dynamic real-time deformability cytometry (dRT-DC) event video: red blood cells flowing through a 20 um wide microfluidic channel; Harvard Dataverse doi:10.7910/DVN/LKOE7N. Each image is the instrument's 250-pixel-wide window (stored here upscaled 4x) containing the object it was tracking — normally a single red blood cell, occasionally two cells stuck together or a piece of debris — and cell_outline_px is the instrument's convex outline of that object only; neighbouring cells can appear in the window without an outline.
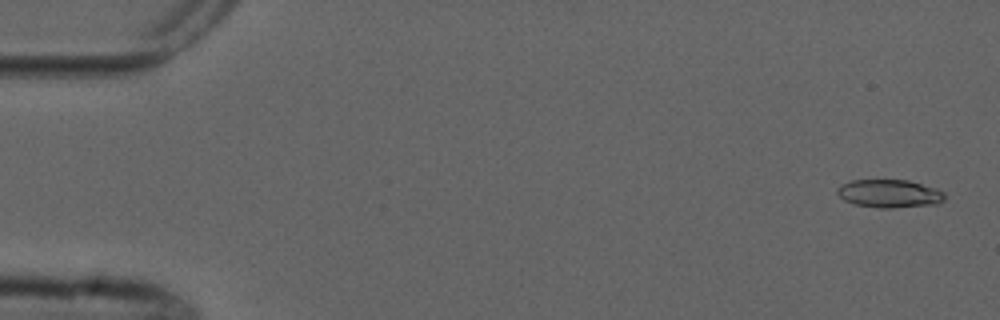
{"species": "common noctule bat (a hibernating species)", "species_latin": "Nyctalus noctula", "temperature_condition": "cold", "stored_images_in_passage": 5, "camera_frame_rate_fps": 3000, "um_per_image_px": 0.085, "animal": {"sex": "male", "forearm_length_mm": 52.5}, "frame": {"image": 1, "passage_image": 1, "time_ms": 0.0, "image_size_px": [1000, 320], "cell_outline_px": [[944, 200], [940, 204], [892, 208], [876, 208], [856, 204], [844, 200], [836, 192], [836, 188], [840, 184], [852, 180], [908, 180], [936, 188], [944, 192]], "centroid_in_image_um": [75.6, 16.46], "position_along_channel_um": 9.4, "area_um2": 17.74}}
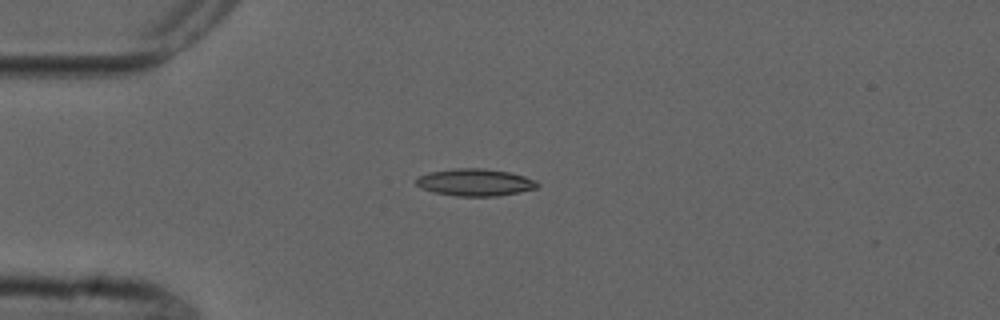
{"frame": {"image": 2, "passage_image": 3, "time_ms": 4.0, "image_size_px": [1000, 320], "cell_outline_px": [[540, 184], [536, 188], [520, 192], [496, 196], [456, 196], [432, 192], [420, 188], [416, 184], [416, 180], [420, 176], [428, 172], [456, 168], [484, 168], [508, 172], [524, 176], [536, 180]], "centroid_in_image_um": [40.37, 15.5], "position_along_channel_um": 44.6, "area_um2": 19.25}}